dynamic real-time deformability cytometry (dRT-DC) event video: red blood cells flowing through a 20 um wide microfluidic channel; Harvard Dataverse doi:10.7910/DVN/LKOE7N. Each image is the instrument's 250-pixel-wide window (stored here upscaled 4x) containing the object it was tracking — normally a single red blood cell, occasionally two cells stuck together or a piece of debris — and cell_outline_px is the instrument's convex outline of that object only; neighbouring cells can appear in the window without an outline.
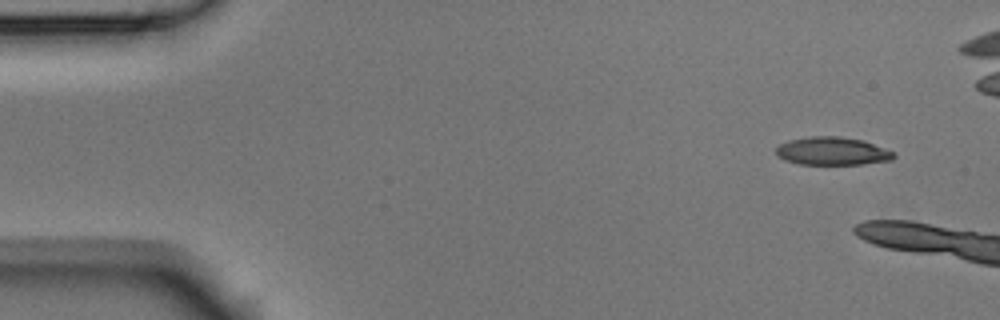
{"species": "Egyptian fruit bat (a non-hibernating species)", "species_latin": "Rousettus aegyptiacus", "temperature_condition": "room temperature", "stored_images_in_passage": 3, "camera_frame_rate_fps": 3000, "um_per_image_px": 0.085, "animal": {"sex": "male"}, "frame": {"image": 1, "passage_image": 1, "time_ms": 0.0, "image_size_px": [1000, 320], "cell_outline_px": [[896, 156], [892, 160], [860, 164], [800, 164], [784, 160], [776, 152], [776, 148], [780, 144], [788, 140], [812, 136], [840, 136], [864, 140], [896, 152]], "centroid_in_image_um": [70.79, 12.84], "position_along_channel_um": 14.2, "area_um2": 19.31}}